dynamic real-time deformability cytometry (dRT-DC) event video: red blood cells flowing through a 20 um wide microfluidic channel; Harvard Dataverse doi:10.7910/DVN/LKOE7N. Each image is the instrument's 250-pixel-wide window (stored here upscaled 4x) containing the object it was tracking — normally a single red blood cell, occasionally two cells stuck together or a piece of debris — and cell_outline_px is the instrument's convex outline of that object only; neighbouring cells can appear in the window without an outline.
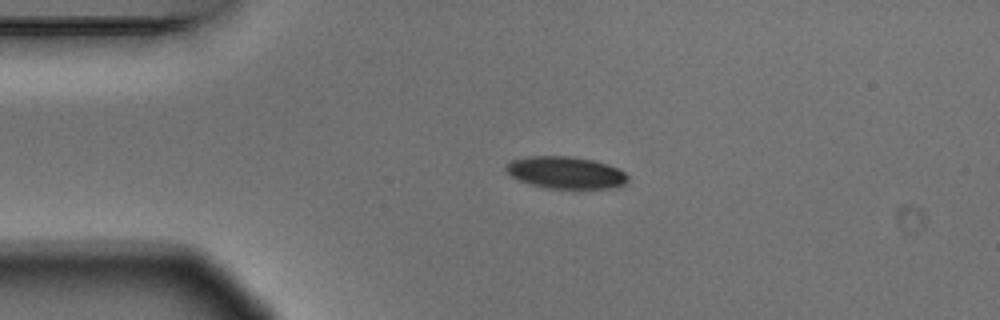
{"species": "Egyptian fruit bat (a non-hibernating species)", "species_latin": "Rousettus aegyptiacus", "temperature_condition": "warm", "stored_images_in_passage": 4, "camera_frame_rate_fps": 3000, "um_per_image_px": 0.085, "animal": {"sex": "male"}, "frame": {"image": 1, "passage_image": 3, "time_ms": 0.667, "image_size_px": [1000, 320], "cell_outline_px": [[628, 180], [624, 184], [616, 188], [544, 188], [520, 180], [512, 176], [504, 168], [512, 160], [528, 156], [572, 156], [592, 160], [608, 164], [624, 172], [628, 176]], "centroid_in_image_um": [48.11, 14.67], "position_along_channel_um": 36.9, "area_um2": 22.6}}